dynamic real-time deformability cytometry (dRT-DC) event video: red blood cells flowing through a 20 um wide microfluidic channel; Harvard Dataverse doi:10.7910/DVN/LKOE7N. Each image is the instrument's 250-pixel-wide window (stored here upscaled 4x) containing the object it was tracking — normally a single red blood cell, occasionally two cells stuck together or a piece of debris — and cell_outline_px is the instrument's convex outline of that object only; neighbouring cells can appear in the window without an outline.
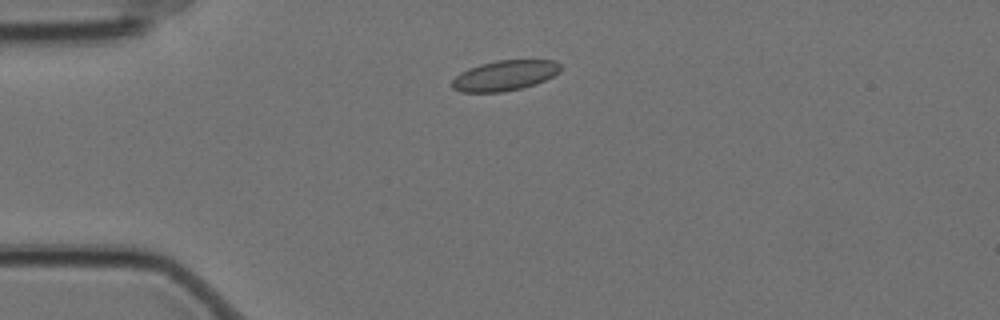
{"species": "Egyptian fruit bat (a non-hibernating species)", "species_latin": "Rousettus aegyptiacus", "temperature_condition": "cold", "stored_images_in_passage": 4, "camera_frame_rate_fps": 3000, "um_per_image_px": 0.085, "animal": {"sex": "female"}, "frame": {"image": 1, "passage_image": 2, "time_ms": 0.333, "image_size_px": [1000, 320], "cell_outline_px": [[560, 72], [536, 84], [504, 92], [460, 92], [452, 88], [452, 80], [460, 72], [468, 68], [480, 64], [496, 60], [556, 60], [560, 64]], "centroid_in_image_um": [42.88, 6.41], "position_along_channel_um": 42.1, "area_um2": 19.19}}
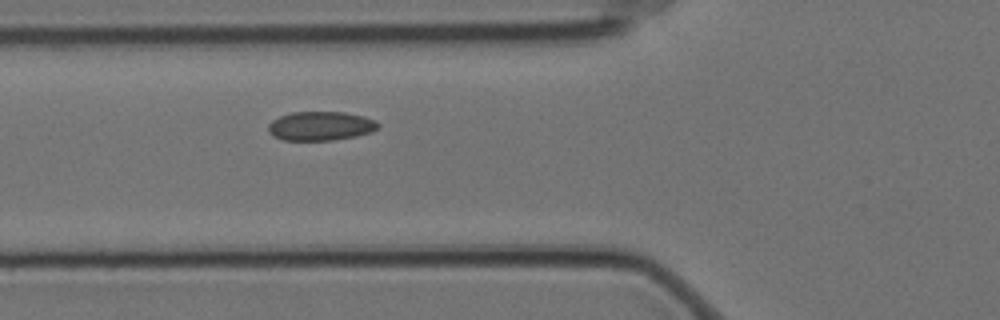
{"frame": {"image": 2, "passage_image": 4, "time_ms": 1.0, "image_size_px": [1000, 320], "cell_outline_px": [[380, 128], [372, 132], [356, 136], [332, 140], [284, 140], [272, 136], [268, 132], [268, 124], [272, 120], [280, 116], [292, 112], [344, 112], [364, 116], [376, 120], [380, 124]], "centroid_in_image_um": [27.27, 10.71], "position_along_channel_um": 98.5, "area_um2": 18.79}}